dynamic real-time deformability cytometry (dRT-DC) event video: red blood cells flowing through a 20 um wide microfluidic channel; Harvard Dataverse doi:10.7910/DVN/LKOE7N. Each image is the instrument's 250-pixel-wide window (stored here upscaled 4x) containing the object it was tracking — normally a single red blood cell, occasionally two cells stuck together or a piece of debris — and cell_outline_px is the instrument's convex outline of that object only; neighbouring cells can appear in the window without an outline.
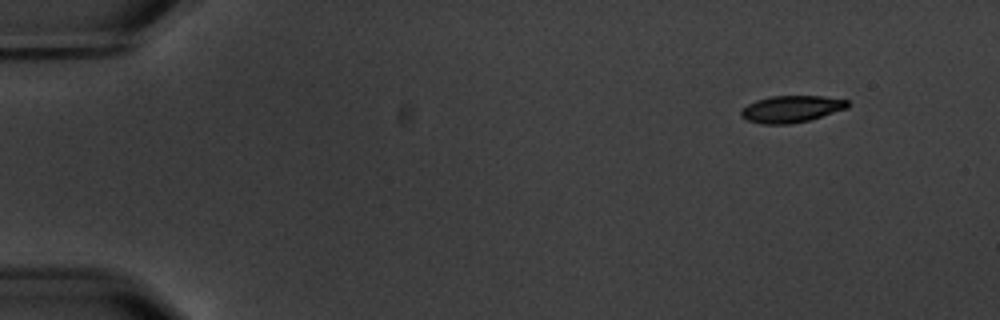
{"species": "common noctule bat (a hibernating species)", "species_latin": "Nyctalus noctula", "temperature_condition": "warm", "stored_images_in_passage": 6, "camera_frame_rate_fps": 3000, "um_per_image_px": 0.085, "animal": {"sex": "male", "body_mass_g": 20.1, "forearm_length_mm": 53.5}, "frame": {"image": 1, "passage_image": 2, "time_ms": 1.333, "image_size_px": [1000, 320], "cell_outline_px": [[848, 108], [808, 120], [788, 124], [760, 124], [748, 120], [740, 116], [740, 112], [748, 104], [756, 100], [772, 96], [824, 96], [848, 100]], "centroid_in_image_um": [67.25, 9.26], "position_along_channel_um": 17.7, "area_um2": 16.53}}